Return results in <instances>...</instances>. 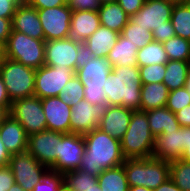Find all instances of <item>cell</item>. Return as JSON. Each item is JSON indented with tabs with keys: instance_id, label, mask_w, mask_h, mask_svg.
<instances>
[{
	"instance_id": "cell-1",
	"label": "cell",
	"mask_w": 190,
	"mask_h": 191,
	"mask_svg": "<svg viewBox=\"0 0 190 191\" xmlns=\"http://www.w3.org/2000/svg\"><path fill=\"white\" fill-rule=\"evenodd\" d=\"M85 151L79 169L98 176L103 170L122 165L125 158L121 141L98 127L83 135Z\"/></svg>"
},
{
	"instance_id": "cell-2",
	"label": "cell",
	"mask_w": 190,
	"mask_h": 191,
	"mask_svg": "<svg viewBox=\"0 0 190 191\" xmlns=\"http://www.w3.org/2000/svg\"><path fill=\"white\" fill-rule=\"evenodd\" d=\"M141 85L138 66H114L103 86L107 106L140 110Z\"/></svg>"
},
{
	"instance_id": "cell-3",
	"label": "cell",
	"mask_w": 190,
	"mask_h": 191,
	"mask_svg": "<svg viewBox=\"0 0 190 191\" xmlns=\"http://www.w3.org/2000/svg\"><path fill=\"white\" fill-rule=\"evenodd\" d=\"M112 67L106 58L84 55L75 72L84 86V99L92 105L106 103L103 90Z\"/></svg>"
},
{
	"instance_id": "cell-4",
	"label": "cell",
	"mask_w": 190,
	"mask_h": 191,
	"mask_svg": "<svg viewBox=\"0 0 190 191\" xmlns=\"http://www.w3.org/2000/svg\"><path fill=\"white\" fill-rule=\"evenodd\" d=\"M155 145L146 111L135 110L126 133L121 139V149L125 159L151 158Z\"/></svg>"
},
{
	"instance_id": "cell-5",
	"label": "cell",
	"mask_w": 190,
	"mask_h": 191,
	"mask_svg": "<svg viewBox=\"0 0 190 191\" xmlns=\"http://www.w3.org/2000/svg\"><path fill=\"white\" fill-rule=\"evenodd\" d=\"M124 171L129 186H143L156 189L170 178V162L161 159H125Z\"/></svg>"
},
{
	"instance_id": "cell-6",
	"label": "cell",
	"mask_w": 190,
	"mask_h": 191,
	"mask_svg": "<svg viewBox=\"0 0 190 191\" xmlns=\"http://www.w3.org/2000/svg\"><path fill=\"white\" fill-rule=\"evenodd\" d=\"M45 40L12 31L5 44V57L38 69L45 63Z\"/></svg>"
},
{
	"instance_id": "cell-7",
	"label": "cell",
	"mask_w": 190,
	"mask_h": 191,
	"mask_svg": "<svg viewBox=\"0 0 190 191\" xmlns=\"http://www.w3.org/2000/svg\"><path fill=\"white\" fill-rule=\"evenodd\" d=\"M36 69L17 61L4 58L1 64L0 76L5 83L11 102L34 96Z\"/></svg>"
},
{
	"instance_id": "cell-8",
	"label": "cell",
	"mask_w": 190,
	"mask_h": 191,
	"mask_svg": "<svg viewBox=\"0 0 190 191\" xmlns=\"http://www.w3.org/2000/svg\"><path fill=\"white\" fill-rule=\"evenodd\" d=\"M44 55V65L70 68L76 72L84 56L83 43L71 38L45 41Z\"/></svg>"
},
{
	"instance_id": "cell-9",
	"label": "cell",
	"mask_w": 190,
	"mask_h": 191,
	"mask_svg": "<svg viewBox=\"0 0 190 191\" xmlns=\"http://www.w3.org/2000/svg\"><path fill=\"white\" fill-rule=\"evenodd\" d=\"M9 114L23 126L28 136L47 130L41 99L37 96L13 101Z\"/></svg>"
},
{
	"instance_id": "cell-10",
	"label": "cell",
	"mask_w": 190,
	"mask_h": 191,
	"mask_svg": "<svg viewBox=\"0 0 190 191\" xmlns=\"http://www.w3.org/2000/svg\"><path fill=\"white\" fill-rule=\"evenodd\" d=\"M85 151L82 134L59 132V149L56 162L49 171L64 174L79 169Z\"/></svg>"
},
{
	"instance_id": "cell-11",
	"label": "cell",
	"mask_w": 190,
	"mask_h": 191,
	"mask_svg": "<svg viewBox=\"0 0 190 191\" xmlns=\"http://www.w3.org/2000/svg\"><path fill=\"white\" fill-rule=\"evenodd\" d=\"M8 166L13 172L15 183L25 191H33V187L49 172V168L37 161L27 151L10 157Z\"/></svg>"
},
{
	"instance_id": "cell-12",
	"label": "cell",
	"mask_w": 190,
	"mask_h": 191,
	"mask_svg": "<svg viewBox=\"0 0 190 191\" xmlns=\"http://www.w3.org/2000/svg\"><path fill=\"white\" fill-rule=\"evenodd\" d=\"M75 75L70 68L43 65L35 71L34 96L40 99L59 96L65 84Z\"/></svg>"
},
{
	"instance_id": "cell-13",
	"label": "cell",
	"mask_w": 190,
	"mask_h": 191,
	"mask_svg": "<svg viewBox=\"0 0 190 191\" xmlns=\"http://www.w3.org/2000/svg\"><path fill=\"white\" fill-rule=\"evenodd\" d=\"M44 40L69 38L72 9L66 5L37 10Z\"/></svg>"
},
{
	"instance_id": "cell-14",
	"label": "cell",
	"mask_w": 190,
	"mask_h": 191,
	"mask_svg": "<svg viewBox=\"0 0 190 191\" xmlns=\"http://www.w3.org/2000/svg\"><path fill=\"white\" fill-rule=\"evenodd\" d=\"M174 5L175 3L168 0H145L142 8L136 14L131 15L129 20L152 32L154 29L167 26Z\"/></svg>"
},
{
	"instance_id": "cell-15",
	"label": "cell",
	"mask_w": 190,
	"mask_h": 191,
	"mask_svg": "<svg viewBox=\"0 0 190 191\" xmlns=\"http://www.w3.org/2000/svg\"><path fill=\"white\" fill-rule=\"evenodd\" d=\"M106 108L107 103L92 105L85 99L71 106V133L84 135L97 128Z\"/></svg>"
},
{
	"instance_id": "cell-16",
	"label": "cell",
	"mask_w": 190,
	"mask_h": 191,
	"mask_svg": "<svg viewBox=\"0 0 190 191\" xmlns=\"http://www.w3.org/2000/svg\"><path fill=\"white\" fill-rule=\"evenodd\" d=\"M59 132L45 130L28 136L27 152L50 168L58 158Z\"/></svg>"
},
{
	"instance_id": "cell-17",
	"label": "cell",
	"mask_w": 190,
	"mask_h": 191,
	"mask_svg": "<svg viewBox=\"0 0 190 191\" xmlns=\"http://www.w3.org/2000/svg\"><path fill=\"white\" fill-rule=\"evenodd\" d=\"M42 109L46 118L47 130L71 133V106L59 96L41 99Z\"/></svg>"
},
{
	"instance_id": "cell-18",
	"label": "cell",
	"mask_w": 190,
	"mask_h": 191,
	"mask_svg": "<svg viewBox=\"0 0 190 191\" xmlns=\"http://www.w3.org/2000/svg\"><path fill=\"white\" fill-rule=\"evenodd\" d=\"M12 31L26 34L34 39H44L37 9L24 1L19 4L12 18Z\"/></svg>"
},
{
	"instance_id": "cell-19",
	"label": "cell",
	"mask_w": 190,
	"mask_h": 191,
	"mask_svg": "<svg viewBox=\"0 0 190 191\" xmlns=\"http://www.w3.org/2000/svg\"><path fill=\"white\" fill-rule=\"evenodd\" d=\"M133 110L122 106H107L98 128L121 141L126 133Z\"/></svg>"
},
{
	"instance_id": "cell-20",
	"label": "cell",
	"mask_w": 190,
	"mask_h": 191,
	"mask_svg": "<svg viewBox=\"0 0 190 191\" xmlns=\"http://www.w3.org/2000/svg\"><path fill=\"white\" fill-rule=\"evenodd\" d=\"M0 139L11 156L28 149V135L25 129L10 114L0 125Z\"/></svg>"
},
{
	"instance_id": "cell-21",
	"label": "cell",
	"mask_w": 190,
	"mask_h": 191,
	"mask_svg": "<svg viewBox=\"0 0 190 191\" xmlns=\"http://www.w3.org/2000/svg\"><path fill=\"white\" fill-rule=\"evenodd\" d=\"M182 155V127L178 130L163 131L155 138L152 157L164 161L179 160Z\"/></svg>"
},
{
	"instance_id": "cell-22",
	"label": "cell",
	"mask_w": 190,
	"mask_h": 191,
	"mask_svg": "<svg viewBox=\"0 0 190 191\" xmlns=\"http://www.w3.org/2000/svg\"><path fill=\"white\" fill-rule=\"evenodd\" d=\"M120 33L109 28L100 27L83 42L84 55L106 58L116 44Z\"/></svg>"
},
{
	"instance_id": "cell-23",
	"label": "cell",
	"mask_w": 190,
	"mask_h": 191,
	"mask_svg": "<svg viewBox=\"0 0 190 191\" xmlns=\"http://www.w3.org/2000/svg\"><path fill=\"white\" fill-rule=\"evenodd\" d=\"M100 27L97 11H72L69 38L83 43Z\"/></svg>"
},
{
	"instance_id": "cell-24",
	"label": "cell",
	"mask_w": 190,
	"mask_h": 191,
	"mask_svg": "<svg viewBox=\"0 0 190 191\" xmlns=\"http://www.w3.org/2000/svg\"><path fill=\"white\" fill-rule=\"evenodd\" d=\"M137 52V46L119 34L118 40L109 51L106 60L112 68L114 66H137Z\"/></svg>"
},
{
	"instance_id": "cell-25",
	"label": "cell",
	"mask_w": 190,
	"mask_h": 191,
	"mask_svg": "<svg viewBox=\"0 0 190 191\" xmlns=\"http://www.w3.org/2000/svg\"><path fill=\"white\" fill-rule=\"evenodd\" d=\"M149 128L152 135L156 138L163 131L178 130L181 126L177 121L176 114L166 106L146 111Z\"/></svg>"
},
{
	"instance_id": "cell-26",
	"label": "cell",
	"mask_w": 190,
	"mask_h": 191,
	"mask_svg": "<svg viewBox=\"0 0 190 191\" xmlns=\"http://www.w3.org/2000/svg\"><path fill=\"white\" fill-rule=\"evenodd\" d=\"M169 92V89L164 83L142 84L140 110L148 111L165 107Z\"/></svg>"
},
{
	"instance_id": "cell-27",
	"label": "cell",
	"mask_w": 190,
	"mask_h": 191,
	"mask_svg": "<svg viewBox=\"0 0 190 191\" xmlns=\"http://www.w3.org/2000/svg\"><path fill=\"white\" fill-rule=\"evenodd\" d=\"M97 12L100 25L118 33L122 32V29L130 19V16L125 13L117 2L103 4Z\"/></svg>"
},
{
	"instance_id": "cell-28",
	"label": "cell",
	"mask_w": 190,
	"mask_h": 191,
	"mask_svg": "<svg viewBox=\"0 0 190 191\" xmlns=\"http://www.w3.org/2000/svg\"><path fill=\"white\" fill-rule=\"evenodd\" d=\"M97 180L102 191H129L123 165L103 170Z\"/></svg>"
},
{
	"instance_id": "cell-29",
	"label": "cell",
	"mask_w": 190,
	"mask_h": 191,
	"mask_svg": "<svg viewBox=\"0 0 190 191\" xmlns=\"http://www.w3.org/2000/svg\"><path fill=\"white\" fill-rule=\"evenodd\" d=\"M189 66L190 61L169 60L166 63L163 83L169 91L185 86Z\"/></svg>"
},
{
	"instance_id": "cell-30",
	"label": "cell",
	"mask_w": 190,
	"mask_h": 191,
	"mask_svg": "<svg viewBox=\"0 0 190 191\" xmlns=\"http://www.w3.org/2000/svg\"><path fill=\"white\" fill-rule=\"evenodd\" d=\"M170 20L175 35L190 41V4L187 1L175 3Z\"/></svg>"
},
{
	"instance_id": "cell-31",
	"label": "cell",
	"mask_w": 190,
	"mask_h": 191,
	"mask_svg": "<svg viewBox=\"0 0 190 191\" xmlns=\"http://www.w3.org/2000/svg\"><path fill=\"white\" fill-rule=\"evenodd\" d=\"M136 58L138 67L166 64L169 61L163 43L156 41L149 42L143 48L138 49Z\"/></svg>"
},
{
	"instance_id": "cell-32",
	"label": "cell",
	"mask_w": 190,
	"mask_h": 191,
	"mask_svg": "<svg viewBox=\"0 0 190 191\" xmlns=\"http://www.w3.org/2000/svg\"><path fill=\"white\" fill-rule=\"evenodd\" d=\"M97 183V176L81 169L63 174V186L69 191H86Z\"/></svg>"
},
{
	"instance_id": "cell-33",
	"label": "cell",
	"mask_w": 190,
	"mask_h": 191,
	"mask_svg": "<svg viewBox=\"0 0 190 191\" xmlns=\"http://www.w3.org/2000/svg\"><path fill=\"white\" fill-rule=\"evenodd\" d=\"M120 34L127 38L132 44L134 43L138 49H141L149 42L154 41L153 34L148 28L133 24L130 20L124 26Z\"/></svg>"
},
{
	"instance_id": "cell-34",
	"label": "cell",
	"mask_w": 190,
	"mask_h": 191,
	"mask_svg": "<svg viewBox=\"0 0 190 191\" xmlns=\"http://www.w3.org/2000/svg\"><path fill=\"white\" fill-rule=\"evenodd\" d=\"M168 60L190 61V41L172 37L163 43Z\"/></svg>"
},
{
	"instance_id": "cell-35",
	"label": "cell",
	"mask_w": 190,
	"mask_h": 191,
	"mask_svg": "<svg viewBox=\"0 0 190 191\" xmlns=\"http://www.w3.org/2000/svg\"><path fill=\"white\" fill-rule=\"evenodd\" d=\"M170 178L181 191H190V163L180 159L171 161Z\"/></svg>"
},
{
	"instance_id": "cell-36",
	"label": "cell",
	"mask_w": 190,
	"mask_h": 191,
	"mask_svg": "<svg viewBox=\"0 0 190 191\" xmlns=\"http://www.w3.org/2000/svg\"><path fill=\"white\" fill-rule=\"evenodd\" d=\"M59 97L70 106H75L84 99V86L76 74L65 84Z\"/></svg>"
},
{
	"instance_id": "cell-37",
	"label": "cell",
	"mask_w": 190,
	"mask_h": 191,
	"mask_svg": "<svg viewBox=\"0 0 190 191\" xmlns=\"http://www.w3.org/2000/svg\"><path fill=\"white\" fill-rule=\"evenodd\" d=\"M166 64H152L139 67L142 84L163 83Z\"/></svg>"
},
{
	"instance_id": "cell-38",
	"label": "cell",
	"mask_w": 190,
	"mask_h": 191,
	"mask_svg": "<svg viewBox=\"0 0 190 191\" xmlns=\"http://www.w3.org/2000/svg\"><path fill=\"white\" fill-rule=\"evenodd\" d=\"M189 104L190 94L185 86L169 92L166 107L173 113H176Z\"/></svg>"
},
{
	"instance_id": "cell-39",
	"label": "cell",
	"mask_w": 190,
	"mask_h": 191,
	"mask_svg": "<svg viewBox=\"0 0 190 191\" xmlns=\"http://www.w3.org/2000/svg\"><path fill=\"white\" fill-rule=\"evenodd\" d=\"M62 186L63 174L49 171L44 178L33 187V191H59Z\"/></svg>"
},
{
	"instance_id": "cell-40",
	"label": "cell",
	"mask_w": 190,
	"mask_h": 191,
	"mask_svg": "<svg viewBox=\"0 0 190 191\" xmlns=\"http://www.w3.org/2000/svg\"><path fill=\"white\" fill-rule=\"evenodd\" d=\"M67 4L72 11H98L101 7L99 0H70Z\"/></svg>"
},
{
	"instance_id": "cell-41",
	"label": "cell",
	"mask_w": 190,
	"mask_h": 191,
	"mask_svg": "<svg viewBox=\"0 0 190 191\" xmlns=\"http://www.w3.org/2000/svg\"><path fill=\"white\" fill-rule=\"evenodd\" d=\"M152 34L154 41L160 43H164L166 40L176 36L171 20L167 21V26H162L161 28L154 29Z\"/></svg>"
},
{
	"instance_id": "cell-42",
	"label": "cell",
	"mask_w": 190,
	"mask_h": 191,
	"mask_svg": "<svg viewBox=\"0 0 190 191\" xmlns=\"http://www.w3.org/2000/svg\"><path fill=\"white\" fill-rule=\"evenodd\" d=\"M24 0H0V18L12 19L16 8Z\"/></svg>"
},
{
	"instance_id": "cell-43",
	"label": "cell",
	"mask_w": 190,
	"mask_h": 191,
	"mask_svg": "<svg viewBox=\"0 0 190 191\" xmlns=\"http://www.w3.org/2000/svg\"><path fill=\"white\" fill-rule=\"evenodd\" d=\"M15 183L13 172L8 165L0 167V191H8Z\"/></svg>"
},
{
	"instance_id": "cell-44",
	"label": "cell",
	"mask_w": 190,
	"mask_h": 191,
	"mask_svg": "<svg viewBox=\"0 0 190 191\" xmlns=\"http://www.w3.org/2000/svg\"><path fill=\"white\" fill-rule=\"evenodd\" d=\"M28 5L37 10L66 5V0H24Z\"/></svg>"
},
{
	"instance_id": "cell-45",
	"label": "cell",
	"mask_w": 190,
	"mask_h": 191,
	"mask_svg": "<svg viewBox=\"0 0 190 191\" xmlns=\"http://www.w3.org/2000/svg\"><path fill=\"white\" fill-rule=\"evenodd\" d=\"M117 3L123 8L127 15L131 16L142 8L145 0H117Z\"/></svg>"
},
{
	"instance_id": "cell-46",
	"label": "cell",
	"mask_w": 190,
	"mask_h": 191,
	"mask_svg": "<svg viewBox=\"0 0 190 191\" xmlns=\"http://www.w3.org/2000/svg\"><path fill=\"white\" fill-rule=\"evenodd\" d=\"M12 32V19L0 18V41L6 44Z\"/></svg>"
},
{
	"instance_id": "cell-47",
	"label": "cell",
	"mask_w": 190,
	"mask_h": 191,
	"mask_svg": "<svg viewBox=\"0 0 190 191\" xmlns=\"http://www.w3.org/2000/svg\"><path fill=\"white\" fill-rule=\"evenodd\" d=\"M175 114L181 127H190V104L177 111Z\"/></svg>"
},
{
	"instance_id": "cell-48",
	"label": "cell",
	"mask_w": 190,
	"mask_h": 191,
	"mask_svg": "<svg viewBox=\"0 0 190 191\" xmlns=\"http://www.w3.org/2000/svg\"><path fill=\"white\" fill-rule=\"evenodd\" d=\"M11 104L12 102L7 94L5 83L0 76V106H3L9 112Z\"/></svg>"
},
{
	"instance_id": "cell-49",
	"label": "cell",
	"mask_w": 190,
	"mask_h": 191,
	"mask_svg": "<svg viewBox=\"0 0 190 191\" xmlns=\"http://www.w3.org/2000/svg\"><path fill=\"white\" fill-rule=\"evenodd\" d=\"M153 191H181L171 178L166 180Z\"/></svg>"
},
{
	"instance_id": "cell-50",
	"label": "cell",
	"mask_w": 190,
	"mask_h": 191,
	"mask_svg": "<svg viewBox=\"0 0 190 191\" xmlns=\"http://www.w3.org/2000/svg\"><path fill=\"white\" fill-rule=\"evenodd\" d=\"M10 157L11 155L0 139V167L8 165Z\"/></svg>"
},
{
	"instance_id": "cell-51",
	"label": "cell",
	"mask_w": 190,
	"mask_h": 191,
	"mask_svg": "<svg viewBox=\"0 0 190 191\" xmlns=\"http://www.w3.org/2000/svg\"><path fill=\"white\" fill-rule=\"evenodd\" d=\"M190 146V127H182V153Z\"/></svg>"
},
{
	"instance_id": "cell-52",
	"label": "cell",
	"mask_w": 190,
	"mask_h": 191,
	"mask_svg": "<svg viewBox=\"0 0 190 191\" xmlns=\"http://www.w3.org/2000/svg\"><path fill=\"white\" fill-rule=\"evenodd\" d=\"M180 160L190 163V146L182 153Z\"/></svg>"
},
{
	"instance_id": "cell-53",
	"label": "cell",
	"mask_w": 190,
	"mask_h": 191,
	"mask_svg": "<svg viewBox=\"0 0 190 191\" xmlns=\"http://www.w3.org/2000/svg\"><path fill=\"white\" fill-rule=\"evenodd\" d=\"M8 115H9V112L3 106H0V125L3 123V120Z\"/></svg>"
},
{
	"instance_id": "cell-54",
	"label": "cell",
	"mask_w": 190,
	"mask_h": 191,
	"mask_svg": "<svg viewBox=\"0 0 190 191\" xmlns=\"http://www.w3.org/2000/svg\"><path fill=\"white\" fill-rule=\"evenodd\" d=\"M129 191H153V189H149L143 186H129Z\"/></svg>"
},
{
	"instance_id": "cell-55",
	"label": "cell",
	"mask_w": 190,
	"mask_h": 191,
	"mask_svg": "<svg viewBox=\"0 0 190 191\" xmlns=\"http://www.w3.org/2000/svg\"><path fill=\"white\" fill-rule=\"evenodd\" d=\"M185 88L188 90V92L190 94V66H189V69L187 71V78H186Z\"/></svg>"
},
{
	"instance_id": "cell-56",
	"label": "cell",
	"mask_w": 190,
	"mask_h": 191,
	"mask_svg": "<svg viewBox=\"0 0 190 191\" xmlns=\"http://www.w3.org/2000/svg\"><path fill=\"white\" fill-rule=\"evenodd\" d=\"M8 191H25L19 184L14 183Z\"/></svg>"
},
{
	"instance_id": "cell-57",
	"label": "cell",
	"mask_w": 190,
	"mask_h": 191,
	"mask_svg": "<svg viewBox=\"0 0 190 191\" xmlns=\"http://www.w3.org/2000/svg\"><path fill=\"white\" fill-rule=\"evenodd\" d=\"M0 56H5V44L0 41Z\"/></svg>"
},
{
	"instance_id": "cell-58",
	"label": "cell",
	"mask_w": 190,
	"mask_h": 191,
	"mask_svg": "<svg viewBox=\"0 0 190 191\" xmlns=\"http://www.w3.org/2000/svg\"><path fill=\"white\" fill-rule=\"evenodd\" d=\"M86 191H102L101 187L99 186V184L97 183L96 185L92 186L91 188H89Z\"/></svg>"
},
{
	"instance_id": "cell-59",
	"label": "cell",
	"mask_w": 190,
	"mask_h": 191,
	"mask_svg": "<svg viewBox=\"0 0 190 191\" xmlns=\"http://www.w3.org/2000/svg\"><path fill=\"white\" fill-rule=\"evenodd\" d=\"M100 4H107V3H114L117 2V0H99Z\"/></svg>"
},
{
	"instance_id": "cell-60",
	"label": "cell",
	"mask_w": 190,
	"mask_h": 191,
	"mask_svg": "<svg viewBox=\"0 0 190 191\" xmlns=\"http://www.w3.org/2000/svg\"><path fill=\"white\" fill-rule=\"evenodd\" d=\"M168 1L173 3H183V2H186L187 0H168Z\"/></svg>"
},
{
	"instance_id": "cell-61",
	"label": "cell",
	"mask_w": 190,
	"mask_h": 191,
	"mask_svg": "<svg viewBox=\"0 0 190 191\" xmlns=\"http://www.w3.org/2000/svg\"><path fill=\"white\" fill-rule=\"evenodd\" d=\"M4 58H5V56H0V69H1V64H2V61Z\"/></svg>"
},
{
	"instance_id": "cell-62",
	"label": "cell",
	"mask_w": 190,
	"mask_h": 191,
	"mask_svg": "<svg viewBox=\"0 0 190 191\" xmlns=\"http://www.w3.org/2000/svg\"><path fill=\"white\" fill-rule=\"evenodd\" d=\"M59 191H69V190H67L64 186H62Z\"/></svg>"
}]
</instances>
